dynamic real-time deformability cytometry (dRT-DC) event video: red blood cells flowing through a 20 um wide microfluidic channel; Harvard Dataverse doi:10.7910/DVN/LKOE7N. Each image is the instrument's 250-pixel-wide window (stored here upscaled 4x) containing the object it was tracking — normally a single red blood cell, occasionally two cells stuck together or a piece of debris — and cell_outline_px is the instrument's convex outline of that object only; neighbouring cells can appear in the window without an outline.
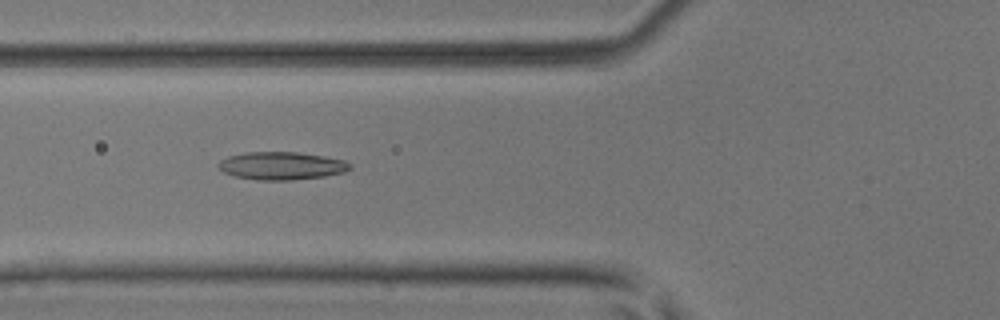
{"species": "common noctule bat (a hibernating species)", "species_latin": "Nyctalus noctula", "temperature_condition": "room temperature", "stored_images_in_passage": 48, "camera_frame_rate_fps": 3000, "um_per_image_px": 0.085, "animal": {"sex": "male", "body_mass_g": 17.9, "forearm_length_mm": 54.2}, "frame": {"image": 1, "passage_image": 17, "time_ms": 5.333, "image_size_px": [1000, 320], "cell_outline_px": [[352, 168], [344, 172], [324, 176], [292, 180], [256, 180], [236, 176], [224, 172], [216, 164], [220, 160], [228, 156], [244, 152], [296, 152], [324, 156], [344, 160], [352, 164]], "centroid_in_image_um": [23.93, 14.09], "position_along_channel_um": 101.9, "area_um2": 21.39}}
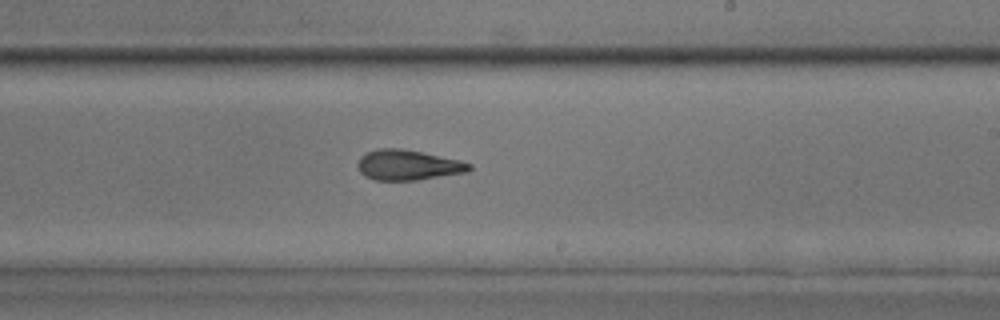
{"frame": {"image": 2, "passage_image": 28, "time_ms": 9.0, "image_size_px": [1000, 320], "cell_outline_px": [[472, 168], [468, 172], [416, 180], [376, 180], [364, 176], [360, 172], [356, 164], [360, 156], [376, 148], [400, 148], [460, 160], [472, 164]], "centroid_in_image_um": [34.66, 14.03], "position_along_channel_um": 254.3, "area_um2": 19.71}}
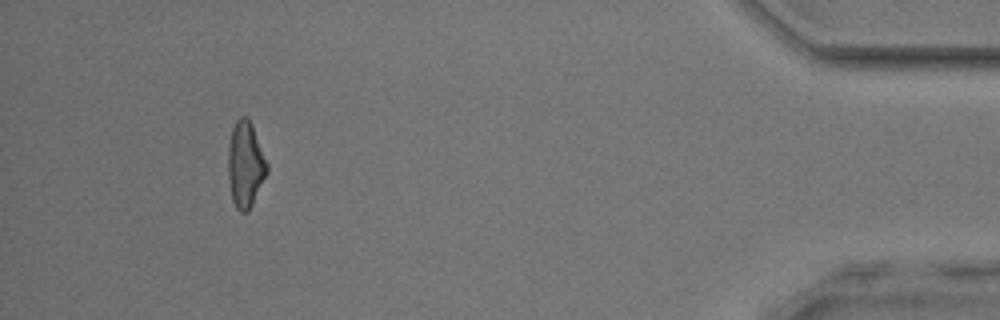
{"frame": {"image": 3, "passage_image": 44, "time_ms": 14.333, "image_size_px": [1000, 320], "cell_outline_px": [[268, 172], [248, 212], [240, 212], [236, 208], [232, 200], [228, 176], [228, 148], [232, 128], [236, 120], [240, 116], [248, 116], [252, 124], [268, 164]], "centroid_in_image_um": [20.86, 13.97], "position_along_channel_um": 414.3, "area_um2": 19.59}, "authors_computed_cell_mechanics": {"area_um2": 19.7676, "velocity_mm_per_s": 4.1677, "shape_relaxation_time_tau1_ms": null, "shape_relaxation_time_tau2_ms": 2.6077, "deformation_change_tau1": null, "deformation_change_tau2": 0.1204}}